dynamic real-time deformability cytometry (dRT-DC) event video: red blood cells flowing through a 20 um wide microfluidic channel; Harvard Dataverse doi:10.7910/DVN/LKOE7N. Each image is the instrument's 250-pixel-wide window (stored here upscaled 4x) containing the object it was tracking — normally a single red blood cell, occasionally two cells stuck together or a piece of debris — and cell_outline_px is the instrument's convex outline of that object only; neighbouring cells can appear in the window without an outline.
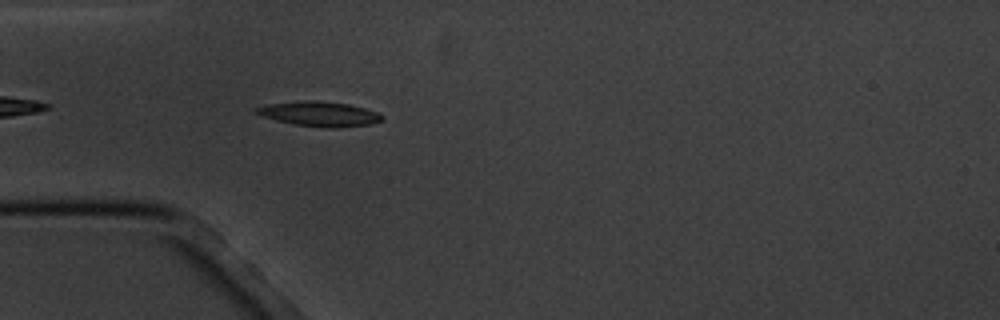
{"species": "common noctule bat (a hibernating species)", "species_latin": "Nyctalus noctula", "temperature_condition": "cold", "stored_images_in_passage": 4, "camera_frame_rate_fps": 3000, "um_per_image_px": 0.085, "animal": {"sex": "male", "body_mass_g": 20.1, "forearm_length_mm": 53.5}, "frame": {"image": 1, "passage_image": 4, "time_ms": 3.333, "image_size_px": [1000, 320], "cell_outline_px": [[384, 120], [368, 124], [336, 128], [328, 128], [292, 124], [276, 120], [252, 112], [252, 108], [268, 104], [304, 100], [312, 100], [348, 104], [364, 108], [376, 112], [384, 116]], "centroid_in_image_um": [27.11, 9.68], "position_along_channel_um": 57.9, "area_um2": 18.15}}